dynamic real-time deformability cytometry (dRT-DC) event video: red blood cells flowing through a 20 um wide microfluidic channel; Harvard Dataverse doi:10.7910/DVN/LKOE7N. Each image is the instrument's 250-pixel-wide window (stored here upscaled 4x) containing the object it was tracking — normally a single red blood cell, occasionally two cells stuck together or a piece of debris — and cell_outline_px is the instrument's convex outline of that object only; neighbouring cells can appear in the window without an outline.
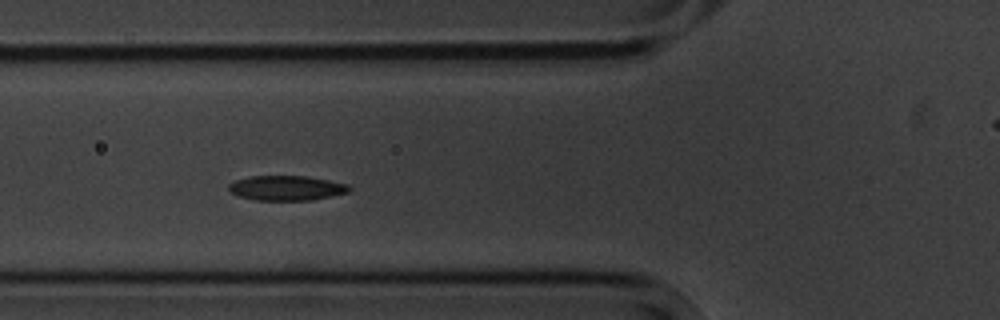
{"species": "common noctule bat (a hibernating species)", "species_latin": "Nyctalus noctula", "temperature_condition": "cold", "stored_images_in_passage": 14, "segment_of_instrument_passage": [1, 2], "camera_frame_rate_fps": 3000, "um_per_image_px": 0.085, "animal": {"sex": "male", "body_mass_g": 20.1, "forearm_length_mm": 53.5}, "frame": {"image": 1, "passage_image": 4, "time_ms": 3.333, "image_size_px": [1000, 320], "cell_outline_px": [[352, 188], [348, 192], [312, 200], [256, 200], [240, 196], [232, 192], [228, 188], [228, 184], [236, 180], [248, 176], [308, 176], [348, 184]], "centroid_in_image_um": [24.36, 15.97], "position_along_channel_um": 101.4, "area_um2": 17.34}}
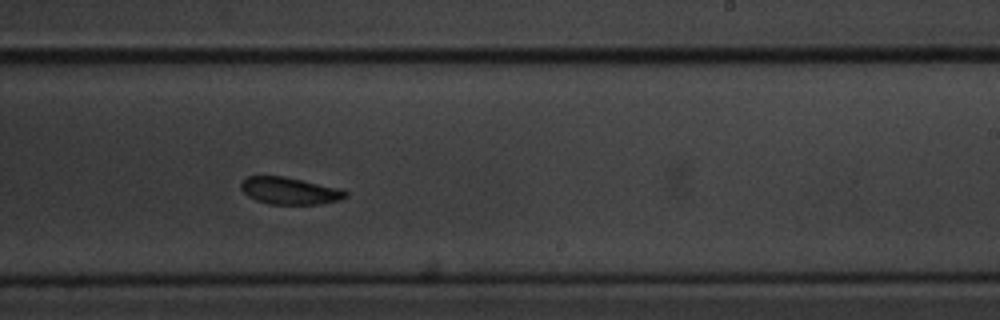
{"frame": {"image": 2, "passage_image": 8, "time_ms": 8.0, "image_size_px": [1000, 320], "cell_outline_px": [[348, 196], [340, 200], [320, 204], [268, 204], [256, 200], [248, 196], [240, 188], [240, 184], [248, 176], [284, 176], [340, 188], [348, 192]], "centroid_in_image_um": [24.64, 16.22], "position_along_channel_um": 264.4, "area_um2": 16.53}}
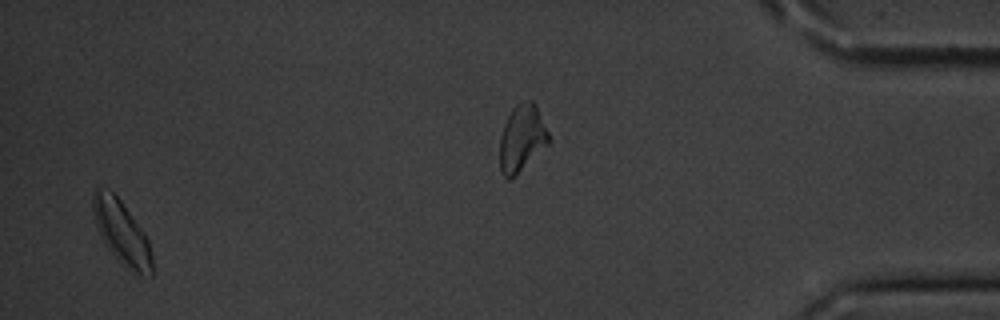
{"frame": {"image": 3, "passage_image": 13, "time_ms": 15.0, "image_size_px": [1000, 320], "cell_outline_px": [[152, 276], [136, 276], [128, 272], [116, 260], [104, 244], [100, 236], [92, 212], [92, 196], [100, 188], [112, 192], [120, 200], [144, 232], [148, 240], [152, 256]], "centroid_in_image_um": [10.35, 19.88], "position_along_channel_um": 424.8, "area_um2": 22.2}}